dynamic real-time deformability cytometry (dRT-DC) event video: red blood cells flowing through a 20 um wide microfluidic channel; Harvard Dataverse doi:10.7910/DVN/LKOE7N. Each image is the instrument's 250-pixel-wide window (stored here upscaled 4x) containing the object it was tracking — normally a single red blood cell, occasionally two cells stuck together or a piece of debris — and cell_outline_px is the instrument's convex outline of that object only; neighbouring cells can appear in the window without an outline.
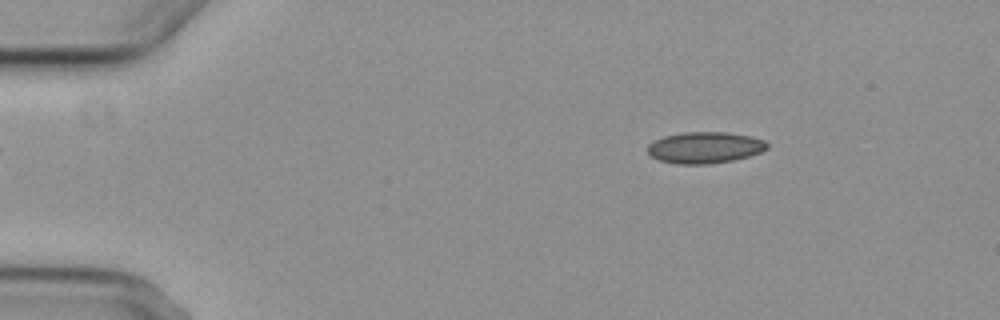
{"species": "common noctule bat (a hibernating species)", "species_latin": "Nyctalus noctula", "temperature_condition": "cold", "stored_images_in_passage": 4, "camera_frame_rate_fps": 3000, "um_per_image_px": 0.085, "animal": {"sex": "female", "body_mass_g": 29.2, "forearm_length_mm": 56.3}, "frame": {"image": 1, "passage_image": 2, "time_ms": 1.0, "image_size_px": [1000, 320], "cell_outline_px": [[768, 148], [760, 152], [748, 156], [732, 160], [708, 164], [676, 164], [660, 160], [652, 156], [648, 152], [648, 144], [652, 140], [664, 136], [684, 132], [728, 132], [752, 136], [764, 140], [768, 144]], "centroid_in_image_um": [59.9, 12.53], "position_along_channel_um": 25.1, "area_um2": 21.91}}